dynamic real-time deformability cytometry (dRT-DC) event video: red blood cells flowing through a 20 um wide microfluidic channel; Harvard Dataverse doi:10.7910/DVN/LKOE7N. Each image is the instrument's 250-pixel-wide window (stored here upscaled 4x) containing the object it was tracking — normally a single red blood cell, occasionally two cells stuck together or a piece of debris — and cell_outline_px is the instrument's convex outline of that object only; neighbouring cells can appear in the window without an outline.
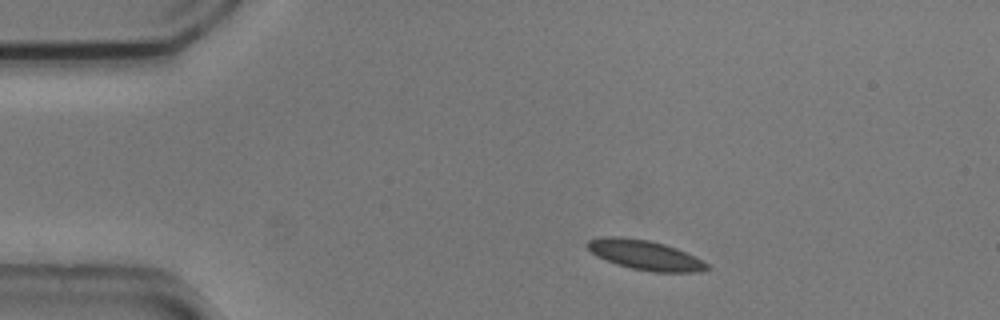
{"species": "common noctule bat (a hibernating species)", "species_latin": "Nyctalus noctula", "temperature_condition": "cold", "stored_images_in_passage": 46, "camera_frame_rate_fps": 3000, "um_per_image_px": 0.085, "animal": {"sex": "male", "body_mass_g": 20.5, "forearm_length_mm": 52.5}, "frame": {"image": 1, "passage_image": 1, "time_ms": 0.0, "image_size_px": [1000, 320], "cell_outline_px": [[712, 268], [696, 272], [652, 272], [632, 268], [616, 264], [596, 256], [584, 244], [588, 240], [604, 236], [620, 236], [648, 240], [664, 244], [676, 248], [708, 264]], "centroid_in_image_um": [54.78, 21.67], "position_along_channel_um": 30.2, "area_um2": 20.58}}
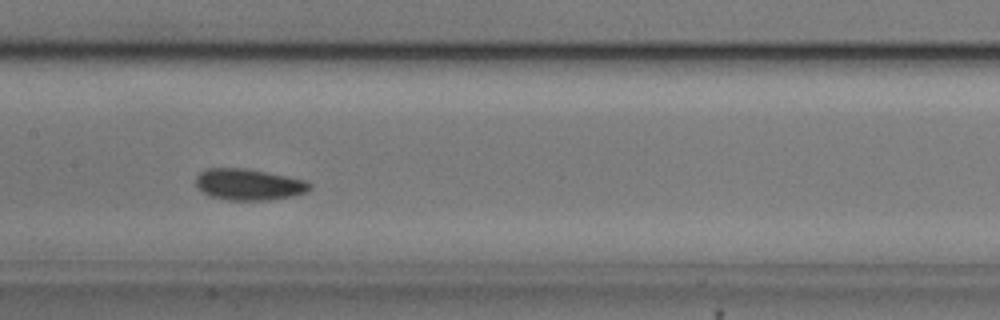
{"frame": {"image": 2, "passage_image": 18, "time_ms": 5.667, "image_size_px": [1000, 320], "cell_outline_px": [[312, 188], [308, 192], [292, 196], [268, 200], [228, 200], [212, 196], [204, 192], [196, 184], [196, 176], [200, 172], [208, 168], [248, 168], [308, 180], [312, 184]], "centroid_in_image_um": [21.22, 15.67], "position_along_channel_um": 186.2, "area_um2": 20.92}}
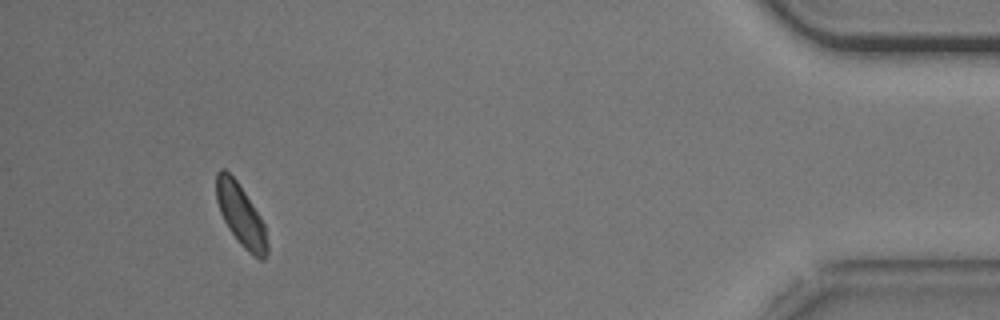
{"frame": {"image": 3, "passage_image": 42, "time_ms": 13.667, "image_size_px": [1000, 320], "cell_outline_px": [[268, 252], [264, 260], [260, 260], [248, 252], [240, 244], [228, 228], [220, 212], [216, 200], [216, 172], [220, 168], [224, 168], [236, 180], [260, 216], [264, 224], [268, 244]], "centroid_in_image_um": [20.46, 18.3], "position_along_channel_um": 414.7, "area_um2": 18.26}, "authors_computed_cell_mechanics": {"area_um2": 19.9121, "velocity_mm_per_s": 3.6794, "shape_relaxation_time_tau1_ms": 2.674, "shape_relaxation_time_tau2_ms": 7.1865, "deformation_change_tau1": 0.0536, "deformation_change_tau2": 0.066}}